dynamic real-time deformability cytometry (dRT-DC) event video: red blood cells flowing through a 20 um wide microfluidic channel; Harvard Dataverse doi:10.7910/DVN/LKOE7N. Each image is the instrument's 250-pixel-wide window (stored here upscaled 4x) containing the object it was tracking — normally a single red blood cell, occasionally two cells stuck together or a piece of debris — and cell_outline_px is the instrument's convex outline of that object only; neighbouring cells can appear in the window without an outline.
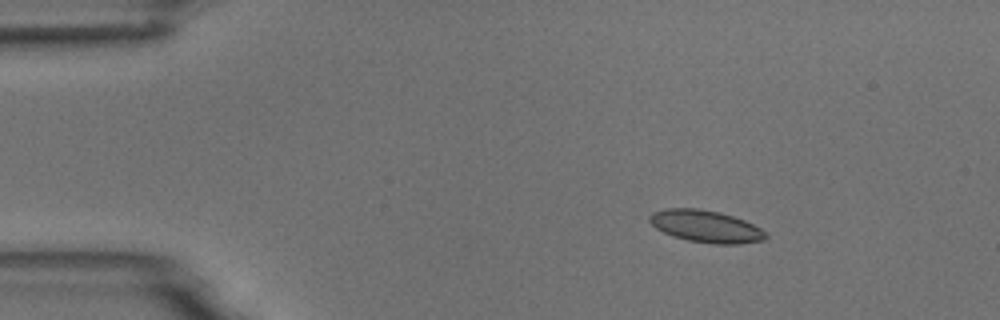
{"species": "common noctule bat (a hibernating species)", "species_latin": "Nyctalus noctula", "temperature_condition": "room temperature", "stored_images_in_passage": 5, "camera_frame_rate_fps": 3000, "um_per_image_px": 0.085, "animal": {"sex": "male", "body_mass_g": 18.8}, "frame": {"image": 1, "passage_image": 2, "time_ms": 2.0, "image_size_px": [1000, 320], "cell_outline_px": [[768, 236], [764, 240], [740, 244], [712, 244], [688, 240], [672, 236], [656, 228], [648, 220], [648, 216], [652, 212], [664, 208], [696, 208], [720, 212], [744, 220], [760, 228]], "centroid_in_image_um": [59.97, 19.24], "position_along_channel_um": 25.0, "area_um2": 21.79}}
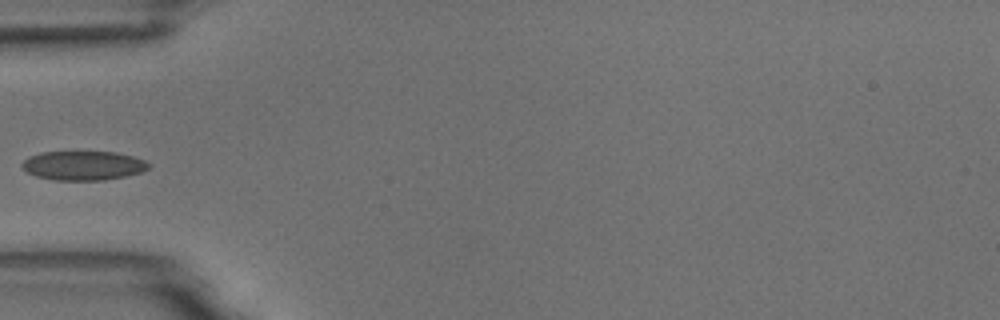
{"frame": {"image": 2, "passage_image": 5, "time_ms": 5.333, "image_size_px": [1000, 320], "cell_outline_px": [[152, 164], [148, 168], [140, 172], [124, 176], [104, 180], [56, 180], [36, 176], [28, 172], [20, 164], [28, 156], [40, 152], [116, 152], [132, 156], [144, 160]], "centroid_in_image_um": [7.07, 14.06], "position_along_channel_um": 77.9, "area_um2": 21.44}}